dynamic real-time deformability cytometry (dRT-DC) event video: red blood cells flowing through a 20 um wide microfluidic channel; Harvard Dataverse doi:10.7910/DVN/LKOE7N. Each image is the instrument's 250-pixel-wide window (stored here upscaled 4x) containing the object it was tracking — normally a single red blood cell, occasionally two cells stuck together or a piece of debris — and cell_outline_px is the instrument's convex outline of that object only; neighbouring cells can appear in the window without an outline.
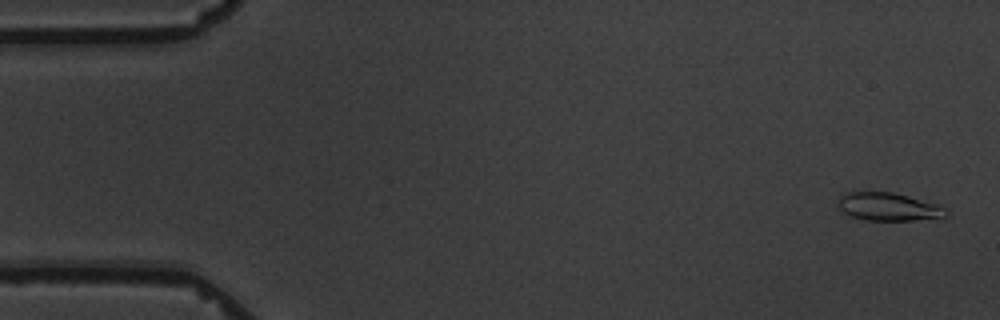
{"species": "common noctule bat (a hibernating species)", "species_latin": "Nyctalus noctula", "temperature_condition": "warm", "stored_images_in_passage": 4, "camera_frame_rate_fps": 3000, "um_per_image_px": 0.085, "animal": {"sex": "male", "body_mass_g": 19.5, "forearm_length_mm": 54.6}, "frame": {"image": 1, "passage_image": 1, "time_ms": 0.0, "image_size_px": [1000, 320], "cell_outline_px": [[948, 212], [944, 216], [912, 220], [868, 220], [852, 216], [844, 212], [836, 204], [840, 192], [852, 188], [892, 192], [908, 196], [936, 204], [944, 208]], "centroid_in_image_um": [75.33, 17.5], "position_along_channel_um": 9.7, "area_um2": 18.15}}